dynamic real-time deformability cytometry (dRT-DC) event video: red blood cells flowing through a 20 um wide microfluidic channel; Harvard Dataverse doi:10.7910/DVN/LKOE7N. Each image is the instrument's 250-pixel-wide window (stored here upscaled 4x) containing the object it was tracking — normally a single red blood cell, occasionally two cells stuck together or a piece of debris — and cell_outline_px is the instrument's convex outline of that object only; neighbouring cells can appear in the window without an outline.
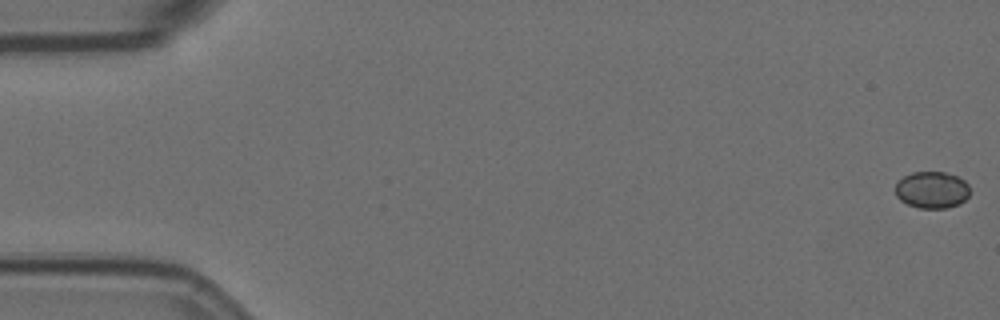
{"species": "Egyptian fruit bat (a non-hibernating species)", "species_latin": "Rousettus aegyptiacus", "temperature_condition": "room temperature", "stored_images_in_passage": 58, "camera_frame_rate_fps": 3000, "um_per_image_px": 0.085, "animal": {"sex": "female"}, "frame": {"image": 1, "passage_image": 1, "time_ms": 0.0, "image_size_px": [1000, 320], "cell_outline_px": [[968, 196], [960, 204], [948, 208], [916, 208], [900, 200], [896, 196], [896, 180], [912, 172], [944, 172], [956, 176], [964, 180], [968, 184]], "centroid_in_image_um": [79.19, 16.14], "position_along_channel_um": 5.8, "area_um2": 16.07}}
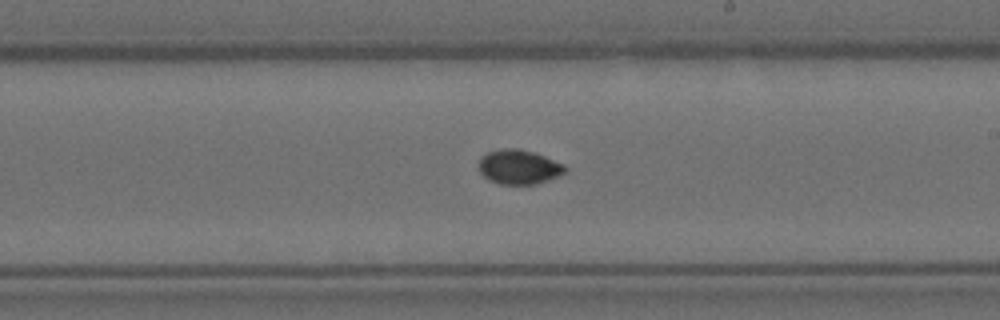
{"frame": {"image": 2, "passage_image": 34, "time_ms": 11.0, "image_size_px": [1000, 320], "cell_outline_px": [[568, 172], [548, 180], [536, 184], [500, 184], [488, 180], [480, 172], [480, 156], [488, 152], [500, 148], [520, 148], [536, 152], [564, 164], [568, 168]], "centroid_in_image_um": [44.14, 14.18], "position_along_channel_um": 244.9, "area_um2": 17.63}}
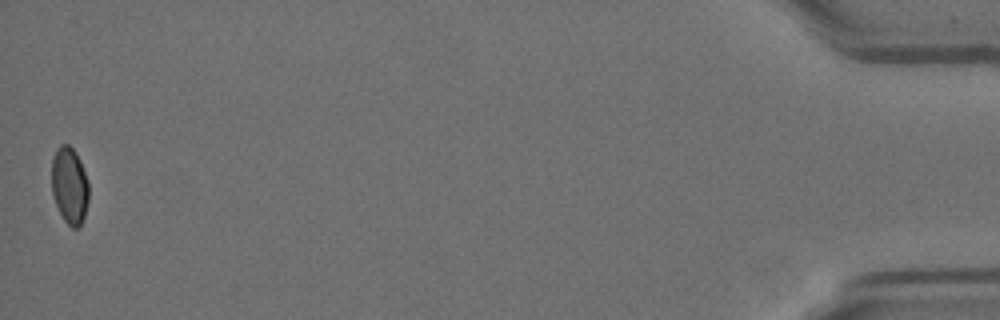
{"frame": {"image": 3, "passage_image": 58, "time_ms": 19.0, "image_size_px": [1000, 320], "cell_outline_px": [[88, 200], [84, 216], [80, 228], [72, 228], [64, 220], [56, 204], [52, 192], [52, 160], [56, 148], [60, 144], [68, 144], [72, 148], [80, 160], [88, 184]], "centroid_in_image_um": [5.9, 15.77], "position_along_channel_um": 429.3, "area_um2": 16.47}, "authors_computed_cell_mechanics": {"area_um2": 16.7909, "velocity_mm_per_s": 3.5268, "shape_relaxation_time_tau1_ms": 4.773, "shape_relaxation_time_tau2_ms": null, "deformation_change_tau1": 0.1021, "deformation_change_tau2": null}}